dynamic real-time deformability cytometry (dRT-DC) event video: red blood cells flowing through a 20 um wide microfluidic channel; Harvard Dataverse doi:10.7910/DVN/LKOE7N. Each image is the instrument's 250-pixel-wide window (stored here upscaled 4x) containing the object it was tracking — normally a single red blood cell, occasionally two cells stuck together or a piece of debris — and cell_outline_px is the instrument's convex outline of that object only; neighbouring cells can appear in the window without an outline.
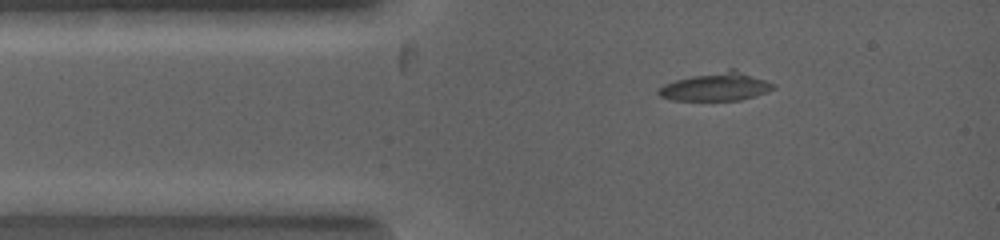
{"species": "common noctule bat (a hibernating species)", "species_latin": "Nyctalus noctula", "temperature_condition": "warm", "stored_images_in_passage": 6, "camera_frame_rate_fps": 5000, "um_per_image_px": 0.085, "animal": {"sex": "female", "body_mass_g": 19.0, "forearm_length_mm": 53.3}, "frame": {"image": 1, "passage_image": 2, "time_ms": 0.4, "image_size_px": [1000, 240], "cell_outline_px": [[776, 88], [768, 92], [740, 100], [672, 100], [660, 96], [656, 92], [664, 84], [676, 80], [692, 76], [728, 68], [732, 68], [776, 84]], "centroid_in_image_um": [60.9, 7.36], "position_along_channel_um": 24.1, "area_um2": 18.9}}
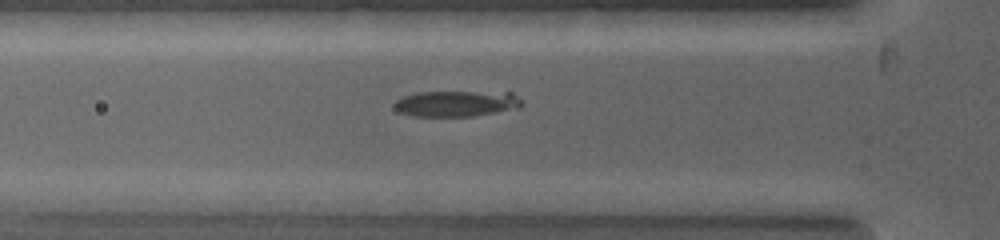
{"frame": {"image": 2, "passage_image": 6, "time_ms": 1.8, "image_size_px": [1000, 240], "cell_outline_px": [[520, 108], [472, 116], [416, 116], [400, 112], [396, 108], [396, 100], [404, 96], [416, 92], [512, 92], [520, 100]], "centroid_in_image_um": [38.81, 8.8], "position_along_channel_um": 87.0, "area_um2": 18.96}}